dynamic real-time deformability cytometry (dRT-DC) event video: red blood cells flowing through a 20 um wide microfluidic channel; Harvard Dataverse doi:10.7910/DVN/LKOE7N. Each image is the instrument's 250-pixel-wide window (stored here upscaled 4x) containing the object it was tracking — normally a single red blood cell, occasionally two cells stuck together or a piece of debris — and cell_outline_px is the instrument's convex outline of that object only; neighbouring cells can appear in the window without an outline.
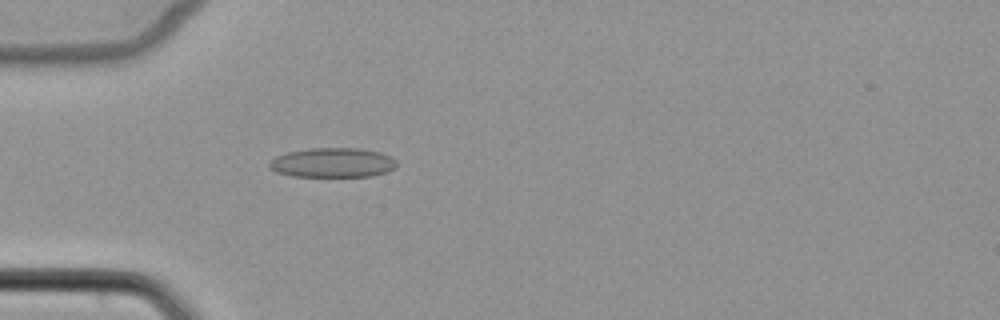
{"species": "common noctule bat (a hibernating species)", "species_latin": "Nyctalus noctula", "temperature_condition": "cold", "stored_images_in_passage": 4, "camera_frame_rate_fps": 3000, "um_per_image_px": 0.085, "animal": {"sex": "female", "body_mass_g": 22.7, "forearm_length_mm": 54.2}, "frame": {"image": 1, "passage_image": 4, "time_ms": 4.333, "image_size_px": [1000, 320], "cell_outline_px": [[396, 168], [388, 172], [372, 176], [292, 176], [276, 172], [268, 168], [268, 160], [276, 156], [288, 152], [308, 148], [360, 148], [380, 152], [396, 160]], "centroid_in_image_um": [28.25, 13.82], "position_along_channel_um": 56.8, "area_um2": 22.14}}